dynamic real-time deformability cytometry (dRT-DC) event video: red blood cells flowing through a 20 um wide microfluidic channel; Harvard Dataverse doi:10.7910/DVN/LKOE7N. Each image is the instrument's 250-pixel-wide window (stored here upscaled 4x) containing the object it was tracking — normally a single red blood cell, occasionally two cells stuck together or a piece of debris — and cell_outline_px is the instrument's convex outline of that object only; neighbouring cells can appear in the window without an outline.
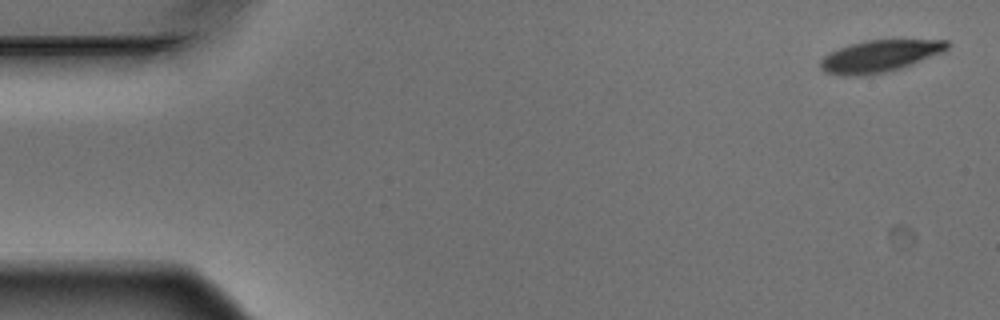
{"species": "Egyptian fruit bat (a non-hibernating species)", "species_latin": "Rousettus aegyptiacus", "temperature_condition": "warm", "stored_images_in_passage": 4, "camera_frame_rate_fps": 3000, "um_per_image_px": 0.085, "animal": {"sex": "male"}, "frame": {"image": 1, "passage_image": 1, "time_ms": 0.0, "image_size_px": [1000, 320], "cell_outline_px": [[952, 44], [944, 52], [900, 68], [868, 76], [840, 76], [824, 72], [820, 68], [820, 60], [828, 52], [864, 40], [948, 40]], "centroid_in_image_um": [74.75, 4.78], "position_along_channel_um": 10.2, "area_um2": 23.76}}
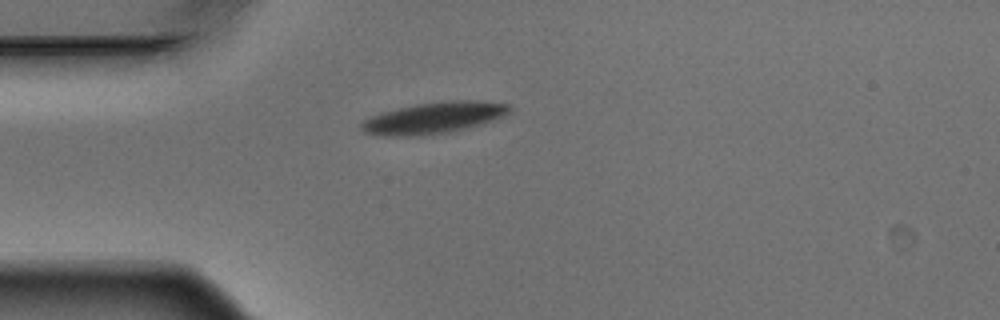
{"frame": {"image": 2, "passage_image": 4, "time_ms": 1.0, "image_size_px": [1000, 320], "cell_outline_px": [[512, 112], [504, 116], [480, 124], [448, 132], [420, 136], [384, 136], [364, 132], [360, 128], [360, 124], [368, 116], [380, 112], [416, 104], [448, 100], [484, 100], [512, 104]], "centroid_in_image_um": [36.89, 10.0], "position_along_channel_um": 48.1, "area_um2": 27.46}}